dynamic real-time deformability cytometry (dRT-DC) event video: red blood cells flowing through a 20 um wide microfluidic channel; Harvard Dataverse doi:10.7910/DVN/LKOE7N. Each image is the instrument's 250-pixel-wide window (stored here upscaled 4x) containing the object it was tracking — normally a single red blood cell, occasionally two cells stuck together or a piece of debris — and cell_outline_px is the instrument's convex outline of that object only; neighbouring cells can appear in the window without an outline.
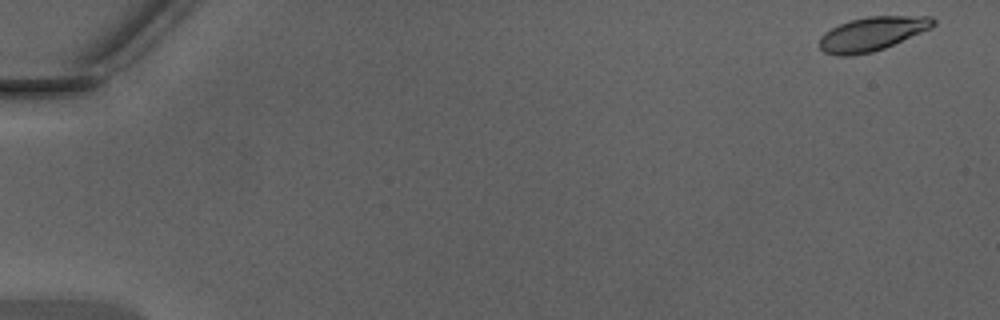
{"species": "Egyptian fruit bat (a non-hibernating species)", "species_latin": "Rousettus aegyptiacus", "temperature_condition": "warm", "stored_images_in_passage": 14, "camera_frame_rate_fps": 3000, "um_per_image_px": 0.085, "animal": {"sex": "male"}, "frame": {"image": 1, "passage_image": 1, "time_ms": 0.0, "image_size_px": [1000, 320], "cell_outline_px": [[936, 24], [932, 28], [884, 48], [872, 52], [852, 56], [836, 56], [824, 52], [820, 48], [820, 36], [824, 32], [848, 20], [868, 16], [932, 16], [936, 20]], "centroid_in_image_um": [74.13, 2.87], "position_along_channel_um": 10.9, "area_um2": 22.66}}